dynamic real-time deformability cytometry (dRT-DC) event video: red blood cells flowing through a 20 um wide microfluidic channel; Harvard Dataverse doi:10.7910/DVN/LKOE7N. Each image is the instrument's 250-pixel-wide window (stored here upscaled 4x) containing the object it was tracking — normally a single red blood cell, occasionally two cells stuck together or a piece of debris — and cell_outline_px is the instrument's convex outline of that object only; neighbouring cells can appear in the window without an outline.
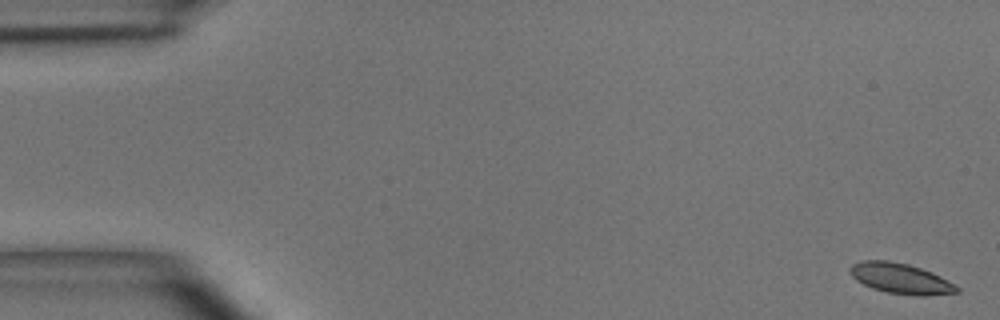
{"species": "common noctule bat (a hibernating species)", "species_latin": "Nyctalus noctula", "temperature_condition": "room temperature", "stored_images_in_passage": 5, "camera_frame_rate_fps": 3000, "um_per_image_px": 0.085, "animal": {"sex": "male", "body_mass_g": 15.6}, "frame": {"image": 1, "passage_image": 1, "time_ms": 0.0, "image_size_px": [1000, 320], "cell_outline_px": [[960, 292], [924, 296], [916, 296], [888, 292], [872, 288], [856, 280], [848, 272], [848, 268], [852, 264], [860, 260], [888, 260], [908, 264], [932, 272], [956, 284], [960, 288]], "centroid_in_image_um": [76.55, 23.67], "position_along_channel_um": 8.4, "area_um2": 19.13}}
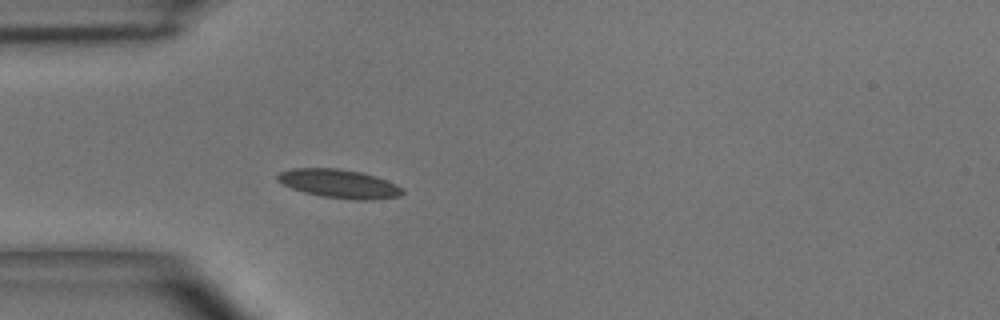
{"frame": {"image": 2, "passage_image": 5, "time_ms": 4.667, "image_size_px": [1000, 320], "cell_outline_px": [[404, 192], [400, 196], [372, 200], [356, 200], [320, 196], [304, 192], [292, 188], [276, 180], [276, 176], [280, 172], [292, 168], [340, 168], [360, 172], [376, 176], [388, 180], [404, 188]], "centroid_in_image_um": [28.86, 15.61], "position_along_channel_um": 56.1, "area_um2": 21.04}}